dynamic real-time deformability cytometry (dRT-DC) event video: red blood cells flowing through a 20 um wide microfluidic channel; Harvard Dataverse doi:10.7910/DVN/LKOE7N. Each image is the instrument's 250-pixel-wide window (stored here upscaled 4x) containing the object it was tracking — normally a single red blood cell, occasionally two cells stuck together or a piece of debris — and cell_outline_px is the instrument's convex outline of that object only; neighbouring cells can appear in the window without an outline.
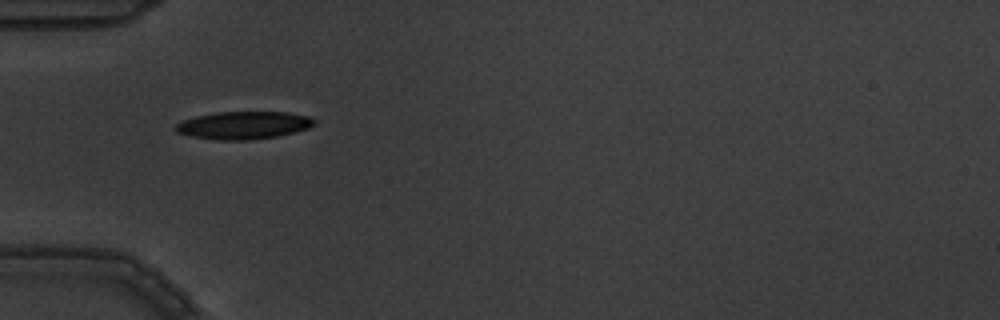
{"species": "common noctule bat (a hibernating species)", "species_latin": "Nyctalus noctula", "temperature_condition": "warm", "stored_images_in_passage": 3, "camera_frame_rate_fps": 3000, "um_per_image_px": 0.085, "animal": {"sex": "male", "body_mass_g": 19.5, "forearm_length_mm": 54.6}, "frame": {"image": 1, "passage_image": 2, "time_ms": 0.333, "image_size_px": [1000, 320], "cell_outline_px": [[316, 124], [308, 128], [276, 136], [248, 140], [216, 140], [192, 136], [176, 132], [176, 124], [184, 120], [196, 116], [216, 112], [288, 112], [308, 116], [316, 120]], "centroid_in_image_um": [20.71, 10.64], "position_along_channel_um": 64.3, "area_um2": 22.2}}